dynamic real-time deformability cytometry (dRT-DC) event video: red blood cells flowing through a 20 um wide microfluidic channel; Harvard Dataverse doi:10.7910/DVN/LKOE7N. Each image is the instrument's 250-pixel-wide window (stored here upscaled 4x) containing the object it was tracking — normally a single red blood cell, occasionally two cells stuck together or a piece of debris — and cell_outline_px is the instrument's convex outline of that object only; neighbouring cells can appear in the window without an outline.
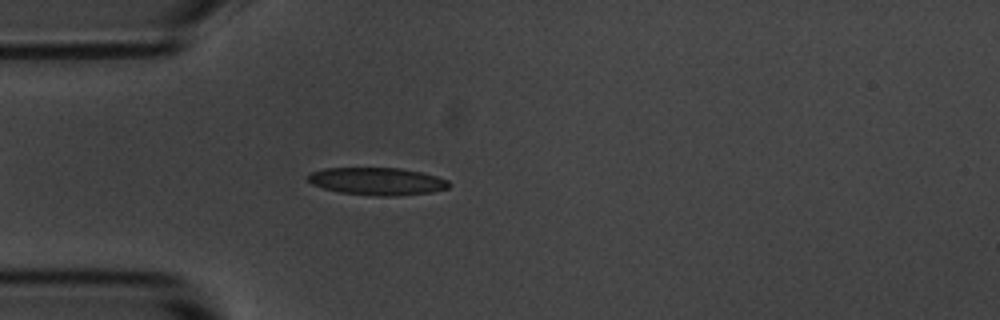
{"species": "common noctule bat (a hibernating species)", "species_latin": "Nyctalus noctula", "temperature_condition": "room temperature", "stored_images_in_passage": 48, "camera_frame_rate_fps": 3000, "um_per_image_px": 0.085, "animal": {"sex": "male", "body_mass_g": 20.1, "forearm_length_mm": 53.5}, "frame": {"image": 1, "passage_image": 9, "time_ms": 2.667, "image_size_px": [1000, 320], "cell_outline_px": [[452, 184], [448, 188], [432, 192], [396, 196], [376, 196], [340, 192], [324, 188], [312, 184], [304, 176], [308, 172], [324, 168], [400, 168], [420, 172], [436, 176], [448, 180]], "centroid_in_image_um": [32.03, 15.4], "position_along_channel_um": 53.0, "area_um2": 22.77}}
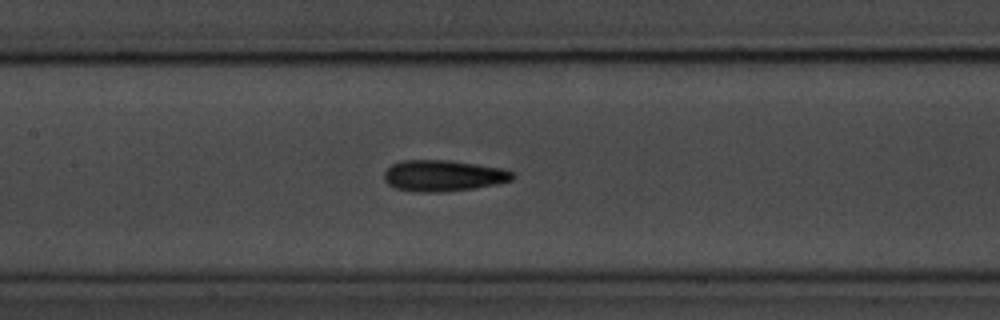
{"frame": {"image": 2, "passage_image": 19, "time_ms": 6.0, "image_size_px": [1000, 320], "cell_outline_px": [[516, 176], [512, 180], [496, 184], [472, 188], [440, 192], [420, 192], [396, 188], [388, 184], [384, 180], [384, 172], [392, 164], [400, 160], [448, 160], [476, 164], [500, 168], [512, 172]], "centroid_in_image_um": [37.65, 14.92], "position_along_channel_um": 169.7, "area_um2": 23.18}}
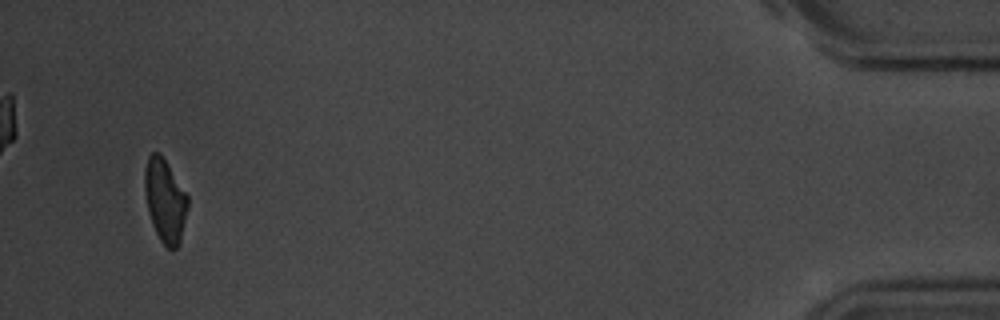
{"frame": {"image": 3, "passage_image": 46, "time_ms": 15.0, "image_size_px": [1000, 320], "cell_outline_px": [[188, 208], [180, 240], [176, 248], [168, 248], [160, 240], [152, 224], [148, 208], [144, 188], [144, 168], [148, 156], [152, 152], [160, 152], [188, 196]], "centroid_in_image_um": [14.02, 17.01], "position_along_channel_um": 421.2, "area_um2": 20.69}, "authors_computed_cell_mechanics": {"area_um2": 22.1663, "velocity_mm_per_s": 3.6777, "shape_relaxation_time_tau1_ms": 3.1797, "shape_relaxation_time_tau2_ms": 2.8804, "deformation_change_tau1": 0.1433, "deformation_change_tau2": 0.1086}}